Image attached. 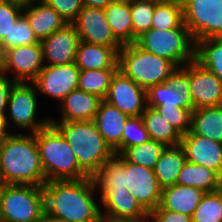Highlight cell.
Returning a JSON list of instances; mask_svg holds the SVG:
<instances>
[{"label": "cell", "instance_id": "obj_50", "mask_svg": "<svg viewBox=\"0 0 222 222\" xmlns=\"http://www.w3.org/2000/svg\"><path fill=\"white\" fill-rule=\"evenodd\" d=\"M0 222H4V221H3V218H2L1 211H0Z\"/></svg>", "mask_w": 222, "mask_h": 222}, {"label": "cell", "instance_id": "obj_21", "mask_svg": "<svg viewBox=\"0 0 222 222\" xmlns=\"http://www.w3.org/2000/svg\"><path fill=\"white\" fill-rule=\"evenodd\" d=\"M101 101L91 93L73 90L59 103L60 121H94Z\"/></svg>", "mask_w": 222, "mask_h": 222}, {"label": "cell", "instance_id": "obj_7", "mask_svg": "<svg viewBox=\"0 0 222 222\" xmlns=\"http://www.w3.org/2000/svg\"><path fill=\"white\" fill-rule=\"evenodd\" d=\"M143 50L172 61L179 69L195 59V42L184 23L176 29L150 28L137 38Z\"/></svg>", "mask_w": 222, "mask_h": 222}, {"label": "cell", "instance_id": "obj_14", "mask_svg": "<svg viewBox=\"0 0 222 222\" xmlns=\"http://www.w3.org/2000/svg\"><path fill=\"white\" fill-rule=\"evenodd\" d=\"M80 69L74 62L59 66L44 65L32 82L37 92L61 102L71 91L78 89Z\"/></svg>", "mask_w": 222, "mask_h": 222}, {"label": "cell", "instance_id": "obj_43", "mask_svg": "<svg viewBox=\"0 0 222 222\" xmlns=\"http://www.w3.org/2000/svg\"><path fill=\"white\" fill-rule=\"evenodd\" d=\"M13 82L3 71H0V114H6L8 98Z\"/></svg>", "mask_w": 222, "mask_h": 222}, {"label": "cell", "instance_id": "obj_41", "mask_svg": "<svg viewBox=\"0 0 222 222\" xmlns=\"http://www.w3.org/2000/svg\"><path fill=\"white\" fill-rule=\"evenodd\" d=\"M67 24H72L83 8V0H44Z\"/></svg>", "mask_w": 222, "mask_h": 222}, {"label": "cell", "instance_id": "obj_1", "mask_svg": "<svg viewBox=\"0 0 222 222\" xmlns=\"http://www.w3.org/2000/svg\"><path fill=\"white\" fill-rule=\"evenodd\" d=\"M43 190L48 216L67 222H102L101 206L94 198L97 188L93 177L48 181Z\"/></svg>", "mask_w": 222, "mask_h": 222}, {"label": "cell", "instance_id": "obj_38", "mask_svg": "<svg viewBox=\"0 0 222 222\" xmlns=\"http://www.w3.org/2000/svg\"><path fill=\"white\" fill-rule=\"evenodd\" d=\"M183 136L191 130L192 110L160 105L155 108Z\"/></svg>", "mask_w": 222, "mask_h": 222}, {"label": "cell", "instance_id": "obj_15", "mask_svg": "<svg viewBox=\"0 0 222 222\" xmlns=\"http://www.w3.org/2000/svg\"><path fill=\"white\" fill-rule=\"evenodd\" d=\"M72 24L78 32L80 41L111 48H122V45L113 36L104 9L83 6Z\"/></svg>", "mask_w": 222, "mask_h": 222}, {"label": "cell", "instance_id": "obj_25", "mask_svg": "<svg viewBox=\"0 0 222 222\" xmlns=\"http://www.w3.org/2000/svg\"><path fill=\"white\" fill-rule=\"evenodd\" d=\"M186 161L185 152L180 144L165 146L154 169L162 190L177 183L179 172Z\"/></svg>", "mask_w": 222, "mask_h": 222}, {"label": "cell", "instance_id": "obj_35", "mask_svg": "<svg viewBox=\"0 0 222 222\" xmlns=\"http://www.w3.org/2000/svg\"><path fill=\"white\" fill-rule=\"evenodd\" d=\"M160 0H130L131 16L134 30V43L152 25V17L155 5Z\"/></svg>", "mask_w": 222, "mask_h": 222}, {"label": "cell", "instance_id": "obj_37", "mask_svg": "<svg viewBox=\"0 0 222 222\" xmlns=\"http://www.w3.org/2000/svg\"><path fill=\"white\" fill-rule=\"evenodd\" d=\"M193 222H222V193H206L192 216Z\"/></svg>", "mask_w": 222, "mask_h": 222}, {"label": "cell", "instance_id": "obj_2", "mask_svg": "<svg viewBox=\"0 0 222 222\" xmlns=\"http://www.w3.org/2000/svg\"><path fill=\"white\" fill-rule=\"evenodd\" d=\"M45 183L35 133H13L0 142V184Z\"/></svg>", "mask_w": 222, "mask_h": 222}, {"label": "cell", "instance_id": "obj_51", "mask_svg": "<svg viewBox=\"0 0 222 222\" xmlns=\"http://www.w3.org/2000/svg\"><path fill=\"white\" fill-rule=\"evenodd\" d=\"M0 71H2V68H1V52H0Z\"/></svg>", "mask_w": 222, "mask_h": 222}, {"label": "cell", "instance_id": "obj_28", "mask_svg": "<svg viewBox=\"0 0 222 222\" xmlns=\"http://www.w3.org/2000/svg\"><path fill=\"white\" fill-rule=\"evenodd\" d=\"M221 182V176L217 172L186 161L179 172L176 184L195 187L205 193H211L219 190Z\"/></svg>", "mask_w": 222, "mask_h": 222}, {"label": "cell", "instance_id": "obj_11", "mask_svg": "<svg viewBox=\"0 0 222 222\" xmlns=\"http://www.w3.org/2000/svg\"><path fill=\"white\" fill-rule=\"evenodd\" d=\"M2 71L13 82H33L44 68L41 42L29 46H17L1 53ZM14 73V74H13Z\"/></svg>", "mask_w": 222, "mask_h": 222}, {"label": "cell", "instance_id": "obj_9", "mask_svg": "<svg viewBox=\"0 0 222 222\" xmlns=\"http://www.w3.org/2000/svg\"><path fill=\"white\" fill-rule=\"evenodd\" d=\"M38 92L33 83L15 82L8 98L5 117L22 131L36 133L51 123L50 118L37 120ZM8 113V114H7ZM9 117V118H8Z\"/></svg>", "mask_w": 222, "mask_h": 222}, {"label": "cell", "instance_id": "obj_10", "mask_svg": "<svg viewBox=\"0 0 222 222\" xmlns=\"http://www.w3.org/2000/svg\"><path fill=\"white\" fill-rule=\"evenodd\" d=\"M178 75L191 94L194 110L222 105V81L195 59L181 67Z\"/></svg>", "mask_w": 222, "mask_h": 222}, {"label": "cell", "instance_id": "obj_39", "mask_svg": "<svg viewBox=\"0 0 222 222\" xmlns=\"http://www.w3.org/2000/svg\"><path fill=\"white\" fill-rule=\"evenodd\" d=\"M149 140L142 116L129 117L123 128L122 152L129 147L137 146Z\"/></svg>", "mask_w": 222, "mask_h": 222}, {"label": "cell", "instance_id": "obj_30", "mask_svg": "<svg viewBox=\"0 0 222 222\" xmlns=\"http://www.w3.org/2000/svg\"><path fill=\"white\" fill-rule=\"evenodd\" d=\"M97 190H125V158L115 155L93 176Z\"/></svg>", "mask_w": 222, "mask_h": 222}, {"label": "cell", "instance_id": "obj_6", "mask_svg": "<svg viewBox=\"0 0 222 222\" xmlns=\"http://www.w3.org/2000/svg\"><path fill=\"white\" fill-rule=\"evenodd\" d=\"M0 211L4 222H39L45 214L43 186L0 184Z\"/></svg>", "mask_w": 222, "mask_h": 222}, {"label": "cell", "instance_id": "obj_16", "mask_svg": "<svg viewBox=\"0 0 222 222\" xmlns=\"http://www.w3.org/2000/svg\"><path fill=\"white\" fill-rule=\"evenodd\" d=\"M40 42L44 65L59 66L75 61L80 37L73 24H66Z\"/></svg>", "mask_w": 222, "mask_h": 222}, {"label": "cell", "instance_id": "obj_33", "mask_svg": "<svg viewBox=\"0 0 222 222\" xmlns=\"http://www.w3.org/2000/svg\"><path fill=\"white\" fill-rule=\"evenodd\" d=\"M118 69L80 70L78 89L105 100L111 79Z\"/></svg>", "mask_w": 222, "mask_h": 222}, {"label": "cell", "instance_id": "obj_46", "mask_svg": "<svg viewBox=\"0 0 222 222\" xmlns=\"http://www.w3.org/2000/svg\"><path fill=\"white\" fill-rule=\"evenodd\" d=\"M21 7L22 9L27 8L40 0H0Z\"/></svg>", "mask_w": 222, "mask_h": 222}, {"label": "cell", "instance_id": "obj_29", "mask_svg": "<svg viewBox=\"0 0 222 222\" xmlns=\"http://www.w3.org/2000/svg\"><path fill=\"white\" fill-rule=\"evenodd\" d=\"M142 118L149 139L161 142L165 146L180 144L182 135L156 109L147 106Z\"/></svg>", "mask_w": 222, "mask_h": 222}, {"label": "cell", "instance_id": "obj_3", "mask_svg": "<svg viewBox=\"0 0 222 222\" xmlns=\"http://www.w3.org/2000/svg\"><path fill=\"white\" fill-rule=\"evenodd\" d=\"M53 124L64 136L76 155L79 167L93 177L100 167L115 156L94 121H58Z\"/></svg>", "mask_w": 222, "mask_h": 222}, {"label": "cell", "instance_id": "obj_5", "mask_svg": "<svg viewBox=\"0 0 222 222\" xmlns=\"http://www.w3.org/2000/svg\"><path fill=\"white\" fill-rule=\"evenodd\" d=\"M118 70L146 90L171 81L179 72L172 61L149 53L136 43L124 45L119 50Z\"/></svg>", "mask_w": 222, "mask_h": 222}, {"label": "cell", "instance_id": "obj_17", "mask_svg": "<svg viewBox=\"0 0 222 222\" xmlns=\"http://www.w3.org/2000/svg\"><path fill=\"white\" fill-rule=\"evenodd\" d=\"M182 146L188 162L205 166L222 174V143L207 137L198 136L191 130L182 136Z\"/></svg>", "mask_w": 222, "mask_h": 222}, {"label": "cell", "instance_id": "obj_48", "mask_svg": "<svg viewBox=\"0 0 222 222\" xmlns=\"http://www.w3.org/2000/svg\"><path fill=\"white\" fill-rule=\"evenodd\" d=\"M39 222H67V221L60 220L52 216H48L47 214H44L43 218Z\"/></svg>", "mask_w": 222, "mask_h": 222}, {"label": "cell", "instance_id": "obj_20", "mask_svg": "<svg viewBox=\"0 0 222 222\" xmlns=\"http://www.w3.org/2000/svg\"><path fill=\"white\" fill-rule=\"evenodd\" d=\"M147 106L156 108L160 105L178 106L194 110L193 101L180 76L166 83L150 86L146 90Z\"/></svg>", "mask_w": 222, "mask_h": 222}, {"label": "cell", "instance_id": "obj_23", "mask_svg": "<svg viewBox=\"0 0 222 222\" xmlns=\"http://www.w3.org/2000/svg\"><path fill=\"white\" fill-rule=\"evenodd\" d=\"M120 49L80 41L74 63L80 70L118 69Z\"/></svg>", "mask_w": 222, "mask_h": 222}, {"label": "cell", "instance_id": "obj_24", "mask_svg": "<svg viewBox=\"0 0 222 222\" xmlns=\"http://www.w3.org/2000/svg\"><path fill=\"white\" fill-rule=\"evenodd\" d=\"M23 15L39 41L49 37L67 24L59 13L44 0L24 8Z\"/></svg>", "mask_w": 222, "mask_h": 222}, {"label": "cell", "instance_id": "obj_18", "mask_svg": "<svg viewBox=\"0 0 222 222\" xmlns=\"http://www.w3.org/2000/svg\"><path fill=\"white\" fill-rule=\"evenodd\" d=\"M102 218L137 219L149 217V213L125 190H99ZM104 211V212H102Z\"/></svg>", "mask_w": 222, "mask_h": 222}, {"label": "cell", "instance_id": "obj_49", "mask_svg": "<svg viewBox=\"0 0 222 222\" xmlns=\"http://www.w3.org/2000/svg\"><path fill=\"white\" fill-rule=\"evenodd\" d=\"M124 1H129V0H110V2H124Z\"/></svg>", "mask_w": 222, "mask_h": 222}, {"label": "cell", "instance_id": "obj_4", "mask_svg": "<svg viewBox=\"0 0 222 222\" xmlns=\"http://www.w3.org/2000/svg\"><path fill=\"white\" fill-rule=\"evenodd\" d=\"M46 182L53 180H80L89 176L79 167L72 147L53 125L35 133Z\"/></svg>", "mask_w": 222, "mask_h": 222}, {"label": "cell", "instance_id": "obj_22", "mask_svg": "<svg viewBox=\"0 0 222 222\" xmlns=\"http://www.w3.org/2000/svg\"><path fill=\"white\" fill-rule=\"evenodd\" d=\"M206 193L198 188L178 185L164 188L159 206L154 210H168L193 216Z\"/></svg>", "mask_w": 222, "mask_h": 222}, {"label": "cell", "instance_id": "obj_47", "mask_svg": "<svg viewBox=\"0 0 222 222\" xmlns=\"http://www.w3.org/2000/svg\"><path fill=\"white\" fill-rule=\"evenodd\" d=\"M102 222H150L149 217L137 219L102 218Z\"/></svg>", "mask_w": 222, "mask_h": 222}, {"label": "cell", "instance_id": "obj_8", "mask_svg": "<svg viewBox=\"0 0 222 222\" xmlns=\"http://www.w3.org/2000/svg\"><path fill=\"white\" fill-rule=\"evenodd\" d=\"M184 25L196 43L222 37V0H181Z\"/></svg>", "mask_w": 222, "mask_h": 222}, {"label": "cell", "instance_id": "obj_13", "mask_svg": "<svg viewBox=\"0 0 222 222\" xmlns=\"http://www.w3.org/2000/svg\"><path fill=\"white\" fill-rule=\"evenodd\" d=\"M125 185L148 213L159 206L162 189L154 170L133 164L125 159Z\"/></svg>", "mask_w": 222, "mask_h": 222}, {"label": "cell", "instance_id": "obj_27", "mask_svg": "<svg viewBox=\"0 0 222 222\" xmlns=\"http://www.w3.org/2000/svg\"><path fill=\"white\" fill-rule=\"evenodd\" d=\"M191 131L198 136L222 143V105L193 110Z\"/></svg>", "mask_w": 222, "mask_h": 222}, {"label": "cell", "instance_id": "obj_32", "mask_svg": "<svg viewBox=\"0 0 222 222\" xmlns=\"http://www.w3.org/2000/svg\"><path fill=\"white\" fill-rule=\"evenodd\" d=\"M184 23L181 0H160L155 5L151 28L170 30Z\"/></svg>", "mask_w": 222, "mask_h": 222}, {"label": "cell", "instance_id": "obj_19", "mask_svg": "<svg viewBox=\"0 0 222 222\" xmlns=\"http://www.w3.org/2000/svg\"><path fill=\"white\" fill-rule=\"evenodd\" d=\"M128 118V115L107 101L102 100L100 102L94 122L106 143L115 152V155L122 153L123 128Z\"/></svg>", "mask_w": 222, "mask_h": 222}, {"label": "cell", "instance_id": "obj_40", "mask_svg": "<svg viewBox=\"0 0 222 222\" xmlns=\"http://www.w3.org/2000/svg\"><path fill=\"white\" fill-rule=\"evenodd\" d=\"M23 14L19 6L0 1V43L4 38H9V32L13 24Z\"/></svg>", "mask_w": 222, "mask_h": 222}, {"label": "cell", "instance_id": "obj_52", "mask_svg": "<svg viewBox=\"0 0 222 222\" xmlns=\"http://www.w3.org/2000/svg\"><path fill=\"white\" fill-rule=\"evenodd\" d=\"M219 191L222 193V182H221V186L219 188Z\"/></svg>", "mask_w": 222, "mask_h": 222}, {"label": "cell", "instance_id": "obj_42", "mask_svg": "<svg viewBox=\"0 0 222 222\" xmlns=\"http://www.w3.org/2000/svg\"><path fill=\"white\" fill-rule=\"evenodd\" d=\"M149 218L150 222H193L189 215L168 210H152Z\"/></svg>", "mask_w": 222, "mask_h": 222}, {"label": "cell", "instance_id": "obj_12", "mask_svg": "<svg viewBox=\"0 0 222 222\" xmlns=\"http://www.w3.org/2000/svg\"><path fill=\"white\" fill-rule=\"evenodd\" d=\"M105 101L129 117L142 116L147 107L146 89L117 70L111 79Z\"/></svg>", "mask_w": 222, "mask_h": 222}, {"label": "cell", "instance_id": "obj_26", "mask_svg": "<svg viewBox=\"0 0 222 222\" xmlns=\"http://www.w3.org/2000/svg\"><path fill=\"white\" fill-rule=\"evenodd\" d=\"M104 11L115 39L122 46L134 43L130 0L111 2L104 8Z\"/></svg>", "mask_w": 222, "mask_h": 222}, {"label": "cell", "instance_id": "obj_44", "mask_svg": "<svg viewBox=\"0 0 222 222\" xmlns=\"http://www.w3.org/2000/svg\"><path fill=\"white\" fill-rule=\"evenodd\" d=\"M8 129L5 114H0V142L12 134V132H9Z\"/></svg>", "mask_w": 222, "mask_h": 222}, {"label": "cell", "instance_id": "obj_45", "mask_svg": "<svg viewBox=\"0 0 222 222\" xmlns=\"http://www.w3.org/2000/svg\"><path fill=\"white\" fill-rule=\"evenodd\" d=\"M110 3V0H83V6L91 8L104 9Z\"/></svg>", "mask_w": 222, "mask_h": 222}, {"label": "cell", "instance_id": "obj_34", "mask_svg": "<svg viewBox=\"0 0 222 222\" xmlns=\"http://www.w3.org/2000/svg\"><path fill=\"white\" fill-rule=\"evenodd\" d=\"M164 148L163 143L149 139L145 143L126 148L121 155L128 162L154 170Z\"/></svg>", "mask_w": 222, "mask_h": 222}, {"label": "cell", "instance_id": "obj_36", "mask_svg": "<svg viewBox=\"0 0 222 222\" xmlns=\"http://www.w3.org/2000/svg\"><path fill=\"white\" fill-rule=\"evenodd\" d=\"M39 42L33 30L30 28L28 20L22 14L13 24L9 32V38H4L0 43V52L2 53L4 50L13 47L29 46Z\"/></svg>", "mask_w": 222, "mask_h": 222}, {"label": "cell", "instance_id": "obj_31", "mask_svg": "<svg viewBox=\"0 0 222 222\" xmlns=\"http://www.w3.org/2000/svg\"><path fill=\"white\" fill-rule=\"evenodd\" d=\"M195 60L222 81V37L197 41Z\"/></svg>", "mask_w": 222, "mask_h": 222}]
</instances>
